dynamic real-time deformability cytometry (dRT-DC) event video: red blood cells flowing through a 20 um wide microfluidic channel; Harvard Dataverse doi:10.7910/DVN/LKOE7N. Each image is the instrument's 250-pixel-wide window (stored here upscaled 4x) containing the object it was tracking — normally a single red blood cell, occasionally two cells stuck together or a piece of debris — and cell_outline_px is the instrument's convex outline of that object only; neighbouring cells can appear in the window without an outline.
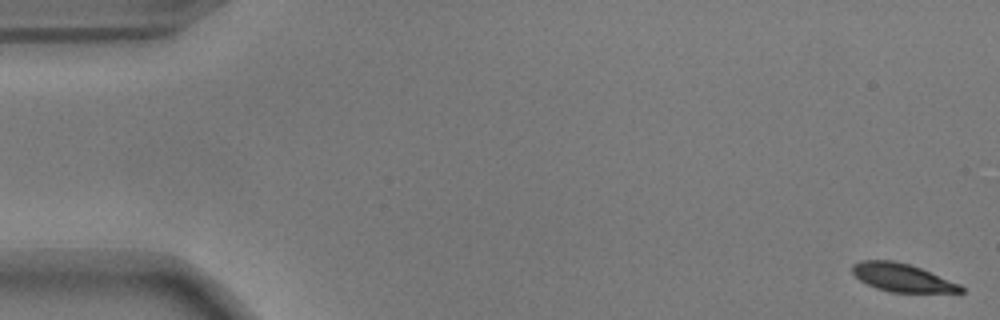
{"species": "common noctule bat (a hibernating species)", "species_latin": "Nyctalus noctula", "temperature_condition": "warm", "stored_images_in_passage": 55, "camera_frame_rate_fps": 3000, "um_per_image_px": 0.085, "animal": {"sex": "male", "body_mass_g": 17.9}, "frame": {"image": 1, "passage_image": 1, "time_ms": 0.0, "image_size_px": [1000, 320], "cell_outline_px": [[964, 292], [888, 292], [876, 288], [860, 280], [852, 272], [852, 264], [860, 260], [892, 260], [908, 264], [920, 268], [960, 284], [964, 288]], "centroid_in_image_um": [76.66, 23.59], "position_along_channel_um": 8.3, "area_um2": 17.63}}
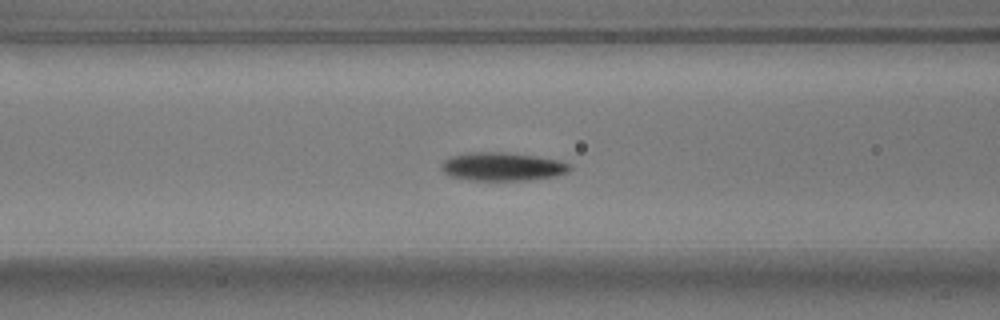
{"frame": {"image": 2, "passage_image": 22, "time_ms": 7.0, "image_size_px": [1000, 320], "cell_outline_px": [[572, 168], [568, 172], [556, 176], [528, 180], [468, 180], [448, 176], [440, 168], [440, 164], [444, 160], [452, 156], [468, 152], [508, 152], [536, 156], [560, 160], [572, 164]], "centroid_in_image_um": [42.71, 14.16], "position_along_channel_um": 123.9, "area_um2": 21.56}}
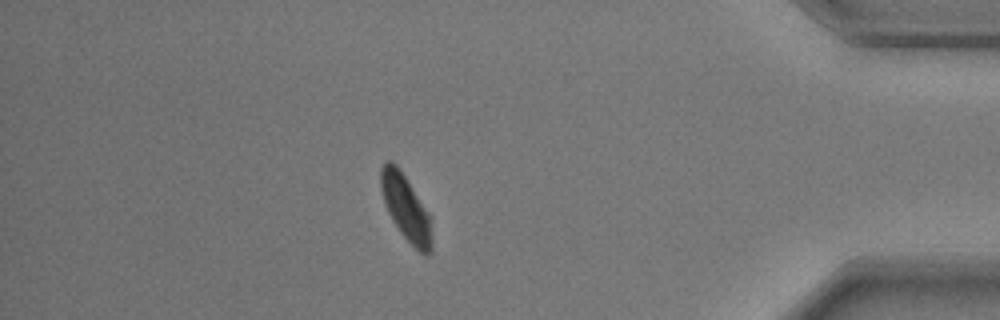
{"frame": {"image": 3, "passage_image": 48, "time_ms": 15.667, "image_size_px": [1000, 320], "cell_outline_px": [[432, 252], [420, 252], [400, 232], [392, 220], [388, 212], [380, 188], [380, 168], [384, 160], [392, 160], [396, 164], [428, 212], [432, 236]], "centroid_in_image_um": [34.46, 17.62], "position_along_channel_um": 400.7, "area_um2": 19.07}, "authors_computed_cell_mechanics": {"area_um2": 20.0566, "velocity_mm_per_s": 3.6644, "shape_relaxation_time_tau1_ms": 2.4267, "shape_relaxation_time_tau2_ms": 5.5746, "deformation_change_tau1": 0.1083, "deformation_change_tau2": 0.0872}}